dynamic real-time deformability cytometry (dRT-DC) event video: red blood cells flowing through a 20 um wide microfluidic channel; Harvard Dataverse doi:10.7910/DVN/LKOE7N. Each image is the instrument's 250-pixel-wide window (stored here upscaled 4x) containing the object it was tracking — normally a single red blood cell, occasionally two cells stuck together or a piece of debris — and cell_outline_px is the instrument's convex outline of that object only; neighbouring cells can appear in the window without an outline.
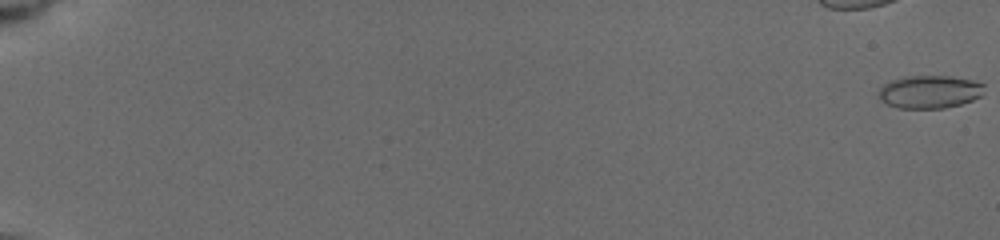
{"species": "common noctule bat (a hibernating species)", "species_latin": "Nyctalus noctula", "temperature_condition": "cold", "stored_images_in_passage": 24, "camera_frame_rate_fps": 3000, "um_per_image_px": 0.085, "animal": {"sex": "female", "body_mass_g": 19.5, "forearm_length_mm": 54.1}, "frame": {"image": 1, "passage_image": 1, "time_ms": 0.0, "image_size_px": [1000, 240], "cell_outline_px": [[984, 84], [980, 96], [972, 100], [960, 104], [944, 108], [900, 108], [888, 104], [880, 100], [876, 96], [876, 92], [888, 80], [904, 76], [952, 76], [972, 80]], "centroid_in_image_um": [78.94, 7.79], "position_along_channel_um": 6.1, "area_um2": 20.4}}
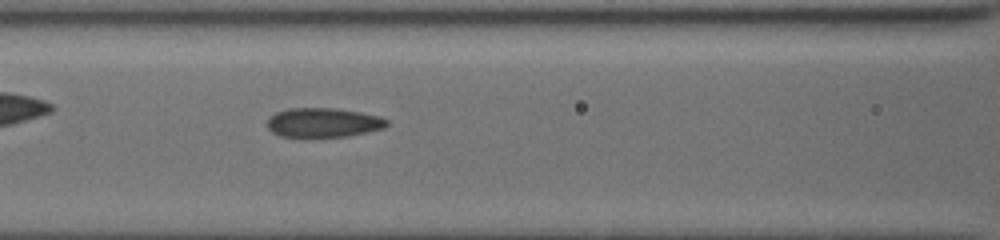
{"frame": {"image": 2, "passage_image": 24, "time_ms": 9.0, "image_size_px": [1000, 240], "cell_outline_px": [[388, 124], [384, 128], [368, 132], [348, 136], [312, 140], [280, 136], [272, 132], [268, 128], [268, 120], [276, 112], [288, 108], [332, 108], [360, 112], [380, 116], [388, 120]], "centroid_in_image_um": [27.47, 10.47], "position_along_channel_um": 139.1, "area_um2": 21.21}}